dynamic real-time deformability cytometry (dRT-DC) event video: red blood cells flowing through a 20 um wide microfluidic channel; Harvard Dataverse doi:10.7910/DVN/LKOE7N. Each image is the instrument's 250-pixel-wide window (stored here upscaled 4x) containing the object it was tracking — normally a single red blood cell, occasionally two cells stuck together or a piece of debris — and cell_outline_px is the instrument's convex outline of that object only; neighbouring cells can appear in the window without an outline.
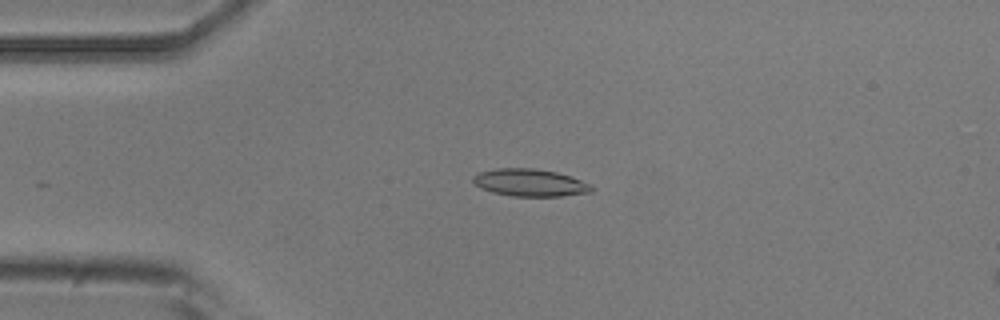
{"species": "common noctule bat (a hibernating species)", "species_latin": "Nyctalus noctula", "temperature_condition": "room temperature", "stored_images_in_passage": 4, "camera_frame_rate_fps": 3000, "um_per_image_px": 0.085, "animal": {"sex": "male", "body_mass_g": 20.5, "forearm_length_mm": 52.5}, "frame": {"image": 1, "passage_image": 3, "time_ms": 2.333, "image_size_px": [1000, 320], "cell_outline_px": [[596, 188], [592, 192], [560, 196], [512, 196], [492, 192], [480, 188], [472, 180], [472, 176], [480, 172], [496, 168], [532, 168], [556, 172], [592, 184]], "centroid_in_image_um": [45.06, 15.53], "position_along_channel_um": 39.9, "area_um2": 18.9}}